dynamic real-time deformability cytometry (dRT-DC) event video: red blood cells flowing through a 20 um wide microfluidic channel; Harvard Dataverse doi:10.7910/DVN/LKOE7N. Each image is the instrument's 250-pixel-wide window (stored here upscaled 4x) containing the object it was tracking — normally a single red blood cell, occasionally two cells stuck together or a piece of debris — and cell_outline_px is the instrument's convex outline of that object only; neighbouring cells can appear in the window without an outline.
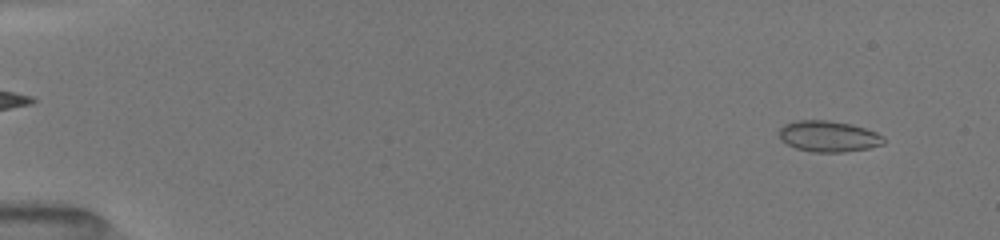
{"species": "common noctule bat (a hibernating species)", "species_latin": "Nyctalus noctula", "temperature_condition": "room temperature", "stored_images_in_passage": 50, "camera_frame_rate_fps": 3000, "um_per_image_px": 0.085, "animal": {"sex": "female", "body_mass_g": 19.5, "forearm_length_mm": 54.1}, "frame": {"image": 1, "passage_image": 3, "time_ms": 0.667, "image_size_px": [1000, 240], "cell_outline_px": [[884, 144], [868, 148], [844, 152], [812, 152], [796, 148], [780, 140], [780, 128], [784, 124], [796, 120], [828, 120], [852, 124], [876, 132], [884, 136]], "centroid_in_image_um": [70.42, 11.58], "position_along_channel_um": 14.6, "area_um2": 18.96}}
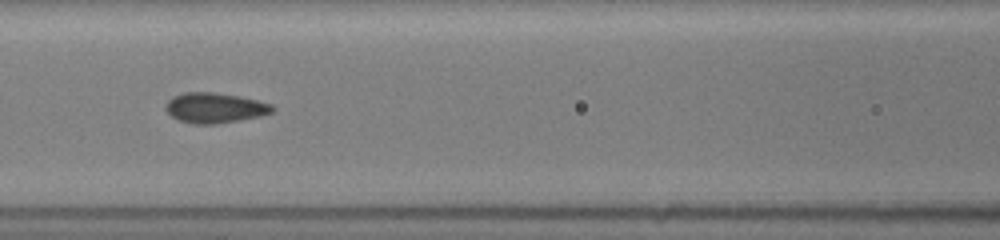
{"frame": {"image": 2, "passage_image": 23, "time_ms": 7.333, "image_size_px": [1000, 240], "cell_outline_px": [[276, 108], [272, 112], [260, 116], [216, 124], [192, 124], [180, 120], [172, 116], [164, 108], [164, 104], [172, 96], [184, 92], [212, 92], [240, 96], [272, 104]], "centroid_in_image_um": [18.24, 9.16], "position_along_channel_um": 148.4, "area_um2": 18.84}}
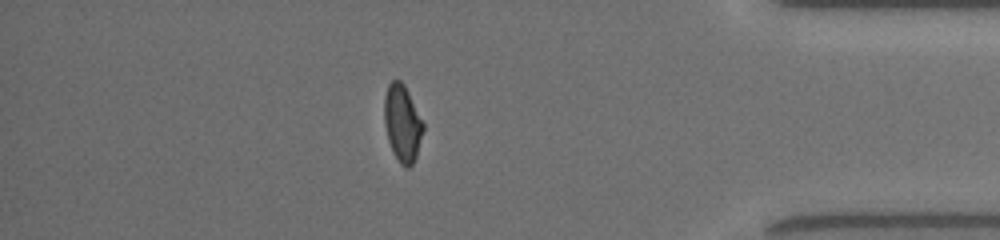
{"frame": {"image": 3, "passage_image": 44, "time_ms": 14.333, "image_size_px": [1000, 240], "cell_outline_px": [[424, 128], [416, 156], [412, 164], [408, 168], [404, 168], [400, 164], [388, 140], [384, 120], [384, 96], [388, 84], [392, 80], [400, 80], [404, 84], [424, 124]], "centroid_in_image_um": [34.19, 10.46], "position_along_channel_um": 401.0, "area_um2": 17.22}, "authors_computed_cell_mechanics": {"area_um2": 18.207, "velocity_mm_per_s": 4.0418, "shape_relaxation_time_tau1_ms": null, "shape_relaxation_time_tau2_ms": 1.9273, "deformation_change_tau1": null, "deformation_change_tau2": 0.0533}}